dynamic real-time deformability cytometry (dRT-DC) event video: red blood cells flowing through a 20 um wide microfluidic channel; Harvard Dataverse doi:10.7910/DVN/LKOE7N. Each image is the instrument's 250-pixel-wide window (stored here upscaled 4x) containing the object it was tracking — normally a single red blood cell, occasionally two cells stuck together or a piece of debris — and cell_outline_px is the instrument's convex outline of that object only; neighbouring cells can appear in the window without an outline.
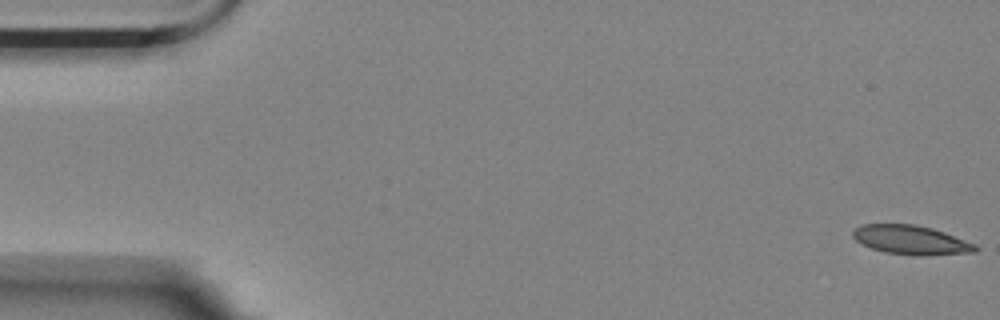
{"species": "Egyptian fruit bat (a non-hibernating species)", "species_latin": "Rousettus aegyptiacus", "temperature_condition": "room temperature", "stored_images_in_passage": 6, "segment_of_instrument_passage": [1, 2], "camera_frame_rate_fps": 3000, "um_per_image_px": 0.085, "animal": {"sex": "female"}, "frame": {"image": 1, "passage_image": 1, "time_ms": 0.0, "image_size_px": [1000, 320], "cell_outline_px": [[980, 248], [976, 252], [924, 256], [916, 256], [884, 252], [872, 248], [856, 240], [852, 236], [852, 232], [856, 228], [864, 224], [916, 224], [932, 228], [944, 232], [976, 244]], "centroid_in_image_um": [77.48, 20.4], "position_along_channel_um": 7.5, "area_um2": 20.87}}
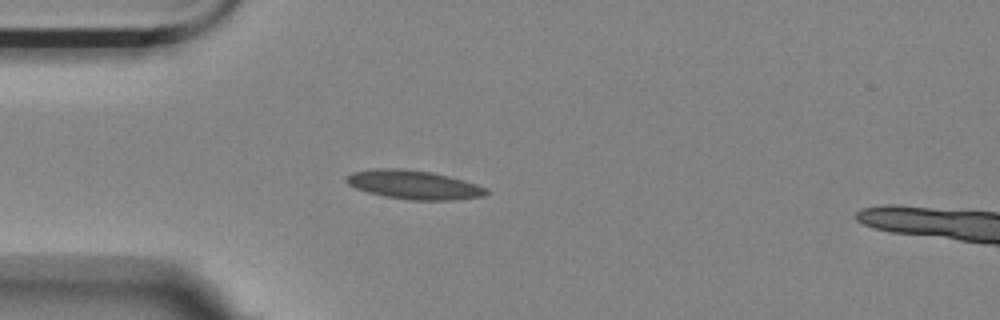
{"frame": {"image": 2, "passage_image": 5, "time_ms": 4.667, "image_size_px": [1000, 320], "cell_outline_px": [[488, 192], [484, 196], [452, 200], [412, 200], [384, 196], [368, 192], [356, 188], [348, 184], [344, 180], [344, 176], [352, 172], [376, 168], [400, 168], [432, 172], [448, 176], [476, 184], [484, 188]], "centroid_in_image_um": [35.11, 15.7], "position_along_channel_um": 49.9, "area_um2": 23.41}}